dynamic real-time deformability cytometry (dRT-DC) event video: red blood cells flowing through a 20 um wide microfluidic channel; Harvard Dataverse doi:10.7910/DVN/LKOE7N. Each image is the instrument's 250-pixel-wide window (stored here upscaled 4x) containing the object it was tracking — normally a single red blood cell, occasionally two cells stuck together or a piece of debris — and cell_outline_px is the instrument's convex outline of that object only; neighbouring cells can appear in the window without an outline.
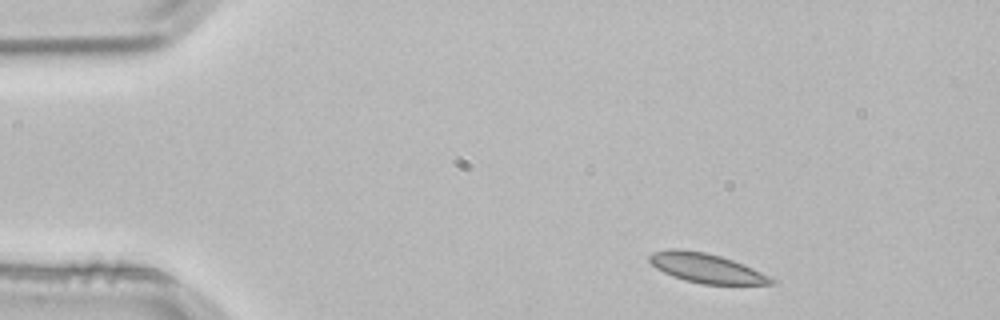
{"species": "common noctule bat (a hibernating species)", "species_latin": "Nyctalus noctula", "temperature_condition": "room temperature", "stored_images_in_passage": 2, "camera_frame_rate_fps": 3000, "um_per_image_px": 0.085, "animal": {"sex": "male", "body_mass_g": 21.5, "forearm_length_mm": 52.0}, "frame": {"image": 1, "passage_image": 1, "time_ms": 0.0, "image_size_px": [1000, 320], "cell_outline_px": [[776, 280], [772, 284], [700, 284], [684, 280], [672, 276], [656, 268], [648, 260], [648, 256], [652, 252], [668, 248], [676, 248], [704, 252], [720, 256], [744, 264]], "centroid_in_image_um": [59.97, 22.78], "position_along_channel_um": 25.0, "area_um2": 20.81}}